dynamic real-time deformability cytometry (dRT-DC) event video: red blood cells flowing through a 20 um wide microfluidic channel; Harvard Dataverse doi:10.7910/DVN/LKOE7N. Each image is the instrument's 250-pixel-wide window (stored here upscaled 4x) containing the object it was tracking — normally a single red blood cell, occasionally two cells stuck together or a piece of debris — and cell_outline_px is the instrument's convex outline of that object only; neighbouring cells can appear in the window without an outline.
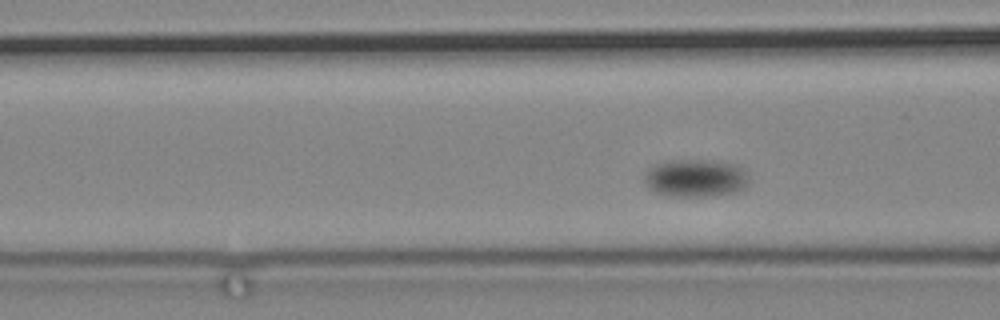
{"species": "common noctule bat (a hibernating species)", "species_latin": "Nyctalus noctula", "temperature_condition": "cold", "stored_images_in_passage": 61, "camera_frame_rate_fps": 3000, "um_per_image_px": 0.085, "animal": {"sex": "male", "body_mass_g": 19.2, "forearm_length_mm": 51.8}, "frame": {"image": 1, "passage_image": 8, "time_ms": 2.333, "image_size_px": [1000, 320], "cell_outline_px": [[748, 180], [744, 188], [740, 192], [716, 196], [672, 196], [656, 192], [648, 188], [644, 184], [644, 176], [648, 168], [656, 164], [672, 160], [704, 160], [740, 164], [744, 168], [748, 176]], "centroid_in_image_um": [59.16, 15.14], "position_along_channel_um": 107.4, "area_um2": 23.35}}
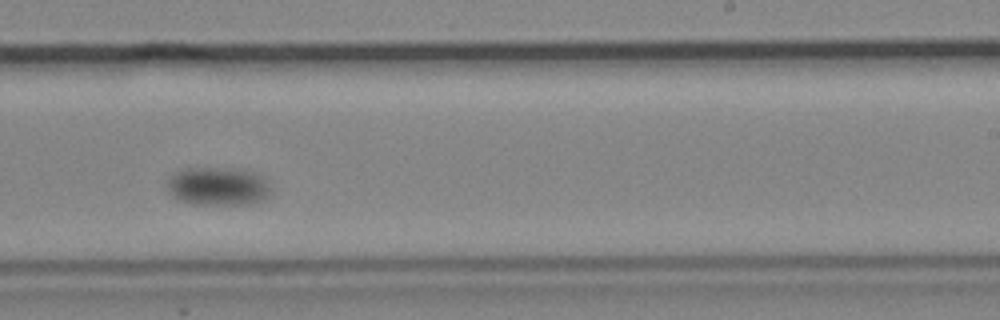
{"frame": {"image": 2, "passage_image": 29, "time_ms": 9.333, "image_size_px": [1000, 320], "cell_outline_px": [[268, 196], [260, 200], [248, 204], [192, 204], [176, 200], [168, 192], [164, 184], [168, 176], [184, 168], [232, 168], [260, 172], [268, 188]], "centroid_in_image_um": [18.42, 15.82], "position_along_channel_um": 270.6, "area_um2": 23.47}}
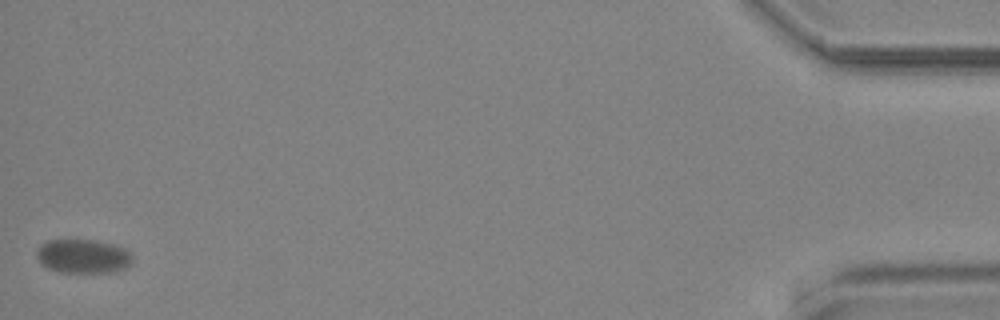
{"frame": {"image": 3, "passage_image": 61, "time_ms": 20.0, "image_size_px": [1000, 320], "cell_outline_px": [[132, 264], [128, 268], [116, 272], [60, 272], [48, 268], [40, 264], [36, 256], [36, 248], [40, 244], [48, 240], [96, 240], [116, 244], [124, 248], [132, 256]], "centroid_in_image_um": [7.06, 21.78], "position_along_channel_um": 428.1, "area_um2": 19.36}}